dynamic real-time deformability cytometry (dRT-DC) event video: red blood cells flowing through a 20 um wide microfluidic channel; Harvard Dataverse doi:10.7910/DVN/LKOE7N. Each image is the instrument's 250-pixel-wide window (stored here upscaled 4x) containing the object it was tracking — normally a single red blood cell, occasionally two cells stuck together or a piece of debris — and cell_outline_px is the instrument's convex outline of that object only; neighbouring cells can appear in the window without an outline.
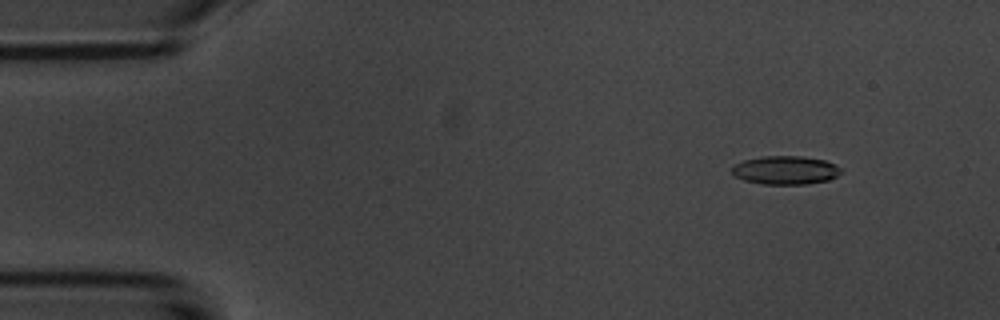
{"species": "common noctule bat (a hibernating species)", "species_latin": "Nyctalus noctula", "temperature_condition": "room temperature", "stored_images_in_passage": 54, "camera_frame_rate_fps": 3000, "um_per_image_px": 0.085, "animal": {"sex": "male", "body_mass_g": 20.1, "forearm_length_mm": 53.5}, "frame": {"image": 1, "passage_image": 6, "time_ms": 1.667, "image_size_px": [1000, 320], "cell_outline_px": [[840, 172], [836, 176], [828, 180], [808, 184], [760, 184], [744, 180], [732, 176], [732, 168], [736, 164], [744, 160], [760, 156], [800, 156], [824, 160], [836, 164], [840, 168]], "centroid_in_image_um": [66.73, 14.47], "position_along_channel_um": 18.3, "area_um2": 18.15}}
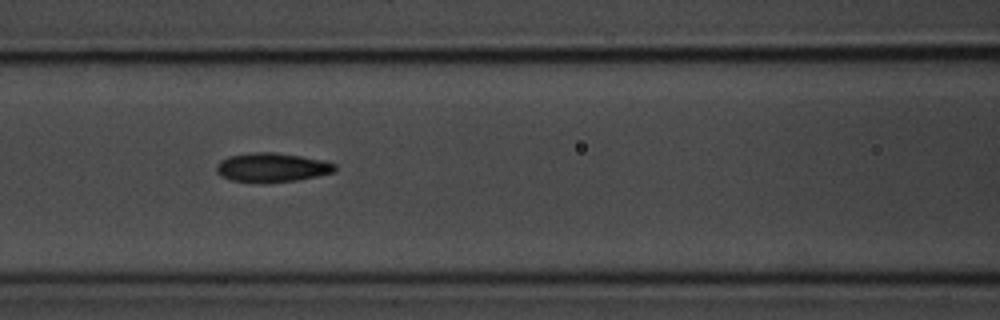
{"frame": {"image": 2, "passage_image": 23, "time_ms": 7.333, "image_size_px": [1000, 320], "cell_outline_px": [[336, 168], [332, 172], [316, 176], [296, 180], [232, 180], [220, 176], [216, 172], [216, 164], [220, 160], [228, 156], [252, 152], [276, 152], [300, 156], [320, 160], [336, 164]], "centroid_in_image_um": [23.07, 14.18], "position_along_channel_um": 143.5, "area_um2": 19.31}}
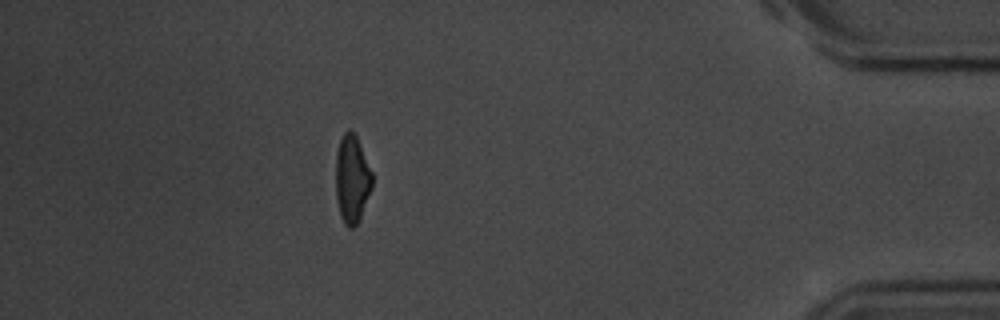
{"frame": {"image": 3, "passage_image": 48, "time_ms": 15.667, "image_size_px": [1000, 320], "cell_outline_px": [[372, 188], [360, 216], [356, 224], [352, 228], [348, 228], [344, 224], [340, 216], [336, 200], [336, 152], [340, 140], [344, 132], [348, 128], [356, 136], [372, 172]], "centroid_in_image_um": [29.9, 15.22], "position_along_channel_um": 405.3, "area_um2": 18.55}, "authors_computed_cell_mechanics": {"area_um2": 18.9295, "velocity_mm_per_s": 3.7361, "shape_relaxation_time_tau1_ms": 3.6211, "shape_relaxation_time_tau2_ms": 3.1471, "deformation_change_tau1": 0.1198, "deformation_change_tau2": 0.0987}}